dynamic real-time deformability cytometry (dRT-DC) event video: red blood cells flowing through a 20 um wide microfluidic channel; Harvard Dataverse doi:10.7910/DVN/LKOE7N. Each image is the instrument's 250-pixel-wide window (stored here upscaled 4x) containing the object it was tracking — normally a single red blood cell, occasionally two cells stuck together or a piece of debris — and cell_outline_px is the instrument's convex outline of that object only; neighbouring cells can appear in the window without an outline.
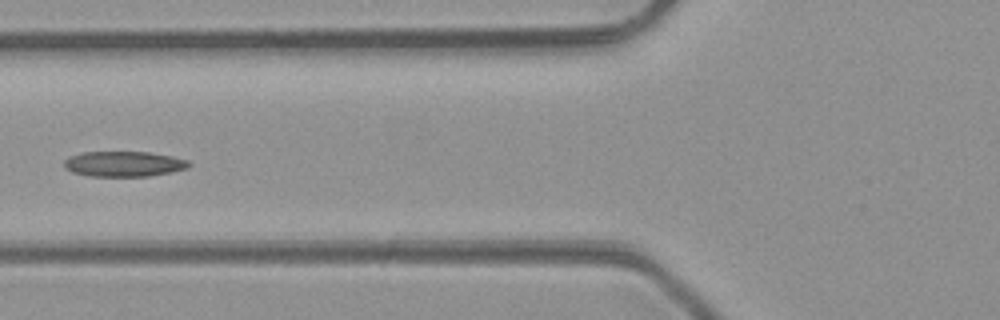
{"species": "common noctule bat (a hibernating species)", "species_latin": "Nyctalus noctula", "temperature_condition": "room temperature", "stored_images_in_passage": 4, "camera_frame_rate_fps": 3000, "um_per_image_px": 0.085, "animal": {"sex": "male", "body_mass_g": 23.1, "forearm_length_mm": 52.7}, "frame": {"image": 1, "passage_image": 4, "time_ms": 3.333, "image_size_px": [1000, 320], "cell_outline_px": [[192, 164], [188, 168], [172, 172], [148, 176], [88, 176], [72, 172], [64, 168], [64, 160], [72, 156], [84, 152], [148, 152], [172, 156], [188, 160]], "centroid_in_image_um": [10.55, 13.94], "position_along_channel_um": 115.3, "area_um2": 18.44}}